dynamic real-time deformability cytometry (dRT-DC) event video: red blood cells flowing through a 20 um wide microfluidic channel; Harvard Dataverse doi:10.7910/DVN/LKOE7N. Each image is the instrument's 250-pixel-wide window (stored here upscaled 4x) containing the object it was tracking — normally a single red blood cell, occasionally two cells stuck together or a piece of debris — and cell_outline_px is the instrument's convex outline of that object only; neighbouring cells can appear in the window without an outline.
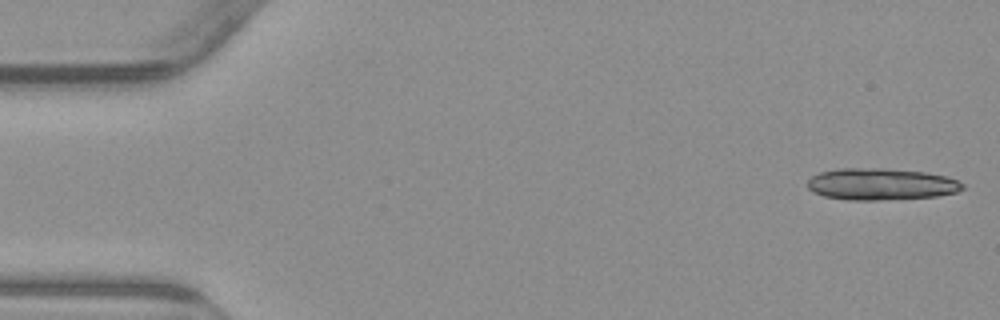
{"species": "common noctule bat (a hibernating species)", "species_latin": "Nyctalus noctula", "temperature_condition": "warm", "stored_images_in_passage": 15, "camera_frame_rate_fps": 3000, "um_per_image_px": 0.085, "animal": {"sex": "male", "body_mass_g": 23.1, "forearm_length_mm": 52.7}, "frame": {"image": 1, "passage_image": 1, "time_ms": 0.0, "image_size_px": [1000, 320], "cell_outline_px": [[964, 188], [956, 192], [936, 196], [876, 200], [848, 200], [824, 196], [812, 192], [808, 188], [808, 180], [812, 176], [820, 172], [840, 168], [880, 168], [924, 172], [948, 176], [964, 184]], "centroid_in_image_um": [74.87, 15.65], "position_along_channel_um": 10.1, "area_um2": 28.61}}